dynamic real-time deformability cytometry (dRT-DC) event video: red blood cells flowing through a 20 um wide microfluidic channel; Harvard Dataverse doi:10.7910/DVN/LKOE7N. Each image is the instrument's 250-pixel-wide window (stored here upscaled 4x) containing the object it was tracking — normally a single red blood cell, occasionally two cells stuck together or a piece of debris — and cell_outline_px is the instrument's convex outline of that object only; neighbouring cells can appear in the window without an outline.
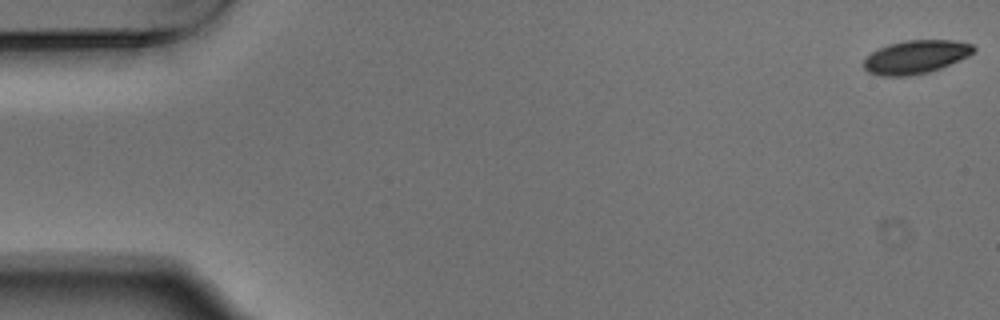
{"species": "Egyptian fruit bat (a non-hibernating species)", "species_latin": "Rousettus aegyptiacus", "temperature_condition": "warm", "stored_images_in_passage": 20, "camera_frame_rate_fps": 3000, "um_per_image_px": 0.085, "animal": {"sex": "male"}, "frame": {"image": 1, "passage_image": 1, "time_ms": 0.0, "image_size_px": [1000, 320], "cell_outline_px": [[976, 48], [968, 56], [940, 68], [928, 72], [908, 76], [880, 76], [868, 72], [864, 68], [864, 60], [872, 52], [888, 44], [908, 40], [952, 40], [972, 44]], "centroid_in_image_um": [77.83, 4.84], "position_along_channel_um": 7.2, "area_um2": 21.15}}
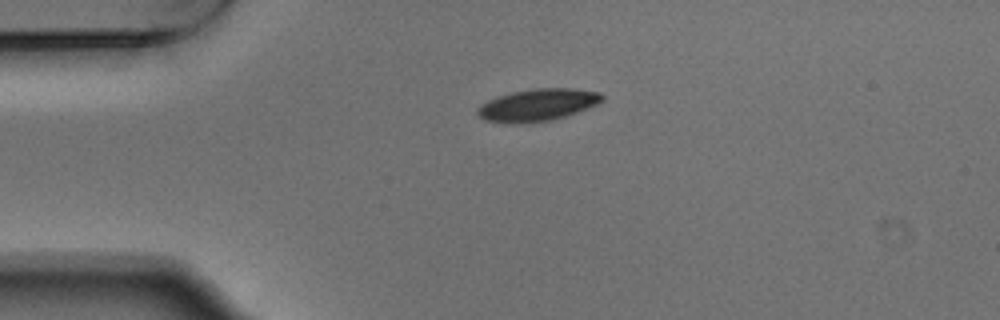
{"frame": {"image": 2, "passage_image": 13, "time_ms": 4.0, "image_size_px": [1000, 320], "cell_outline_px": [[604, 96], [596, 104], [576, 112], [552, 120], [516, 124], [508, 124], [484, 120], [476, 112], [476, 108], [480, 104], [496, 96], [512, 92], [536, 88], [572, 88], [600, 92]], "centroid_in_image_um": [45.62, 8.92], "position_along_channel_um": 39.4, "area_um2": 23.35}}
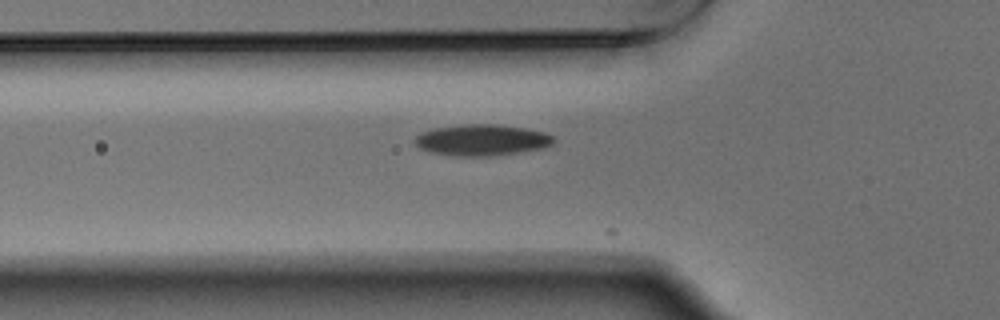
{"frame": {"image": 3, "passage_image": 19, "time_ms": 6.0, "image_size_px": [1000, 320], "cell_outline_px": [[552, 144], [544, 148], [492, 156], [456, 156], [428, 152], [420, 148], [416, 144], [416, 136], [420, 132], [436, 128], [468, 124], [492, 124], [524, 128], [544, 132], [552, 136]], "centroid_in_image_um": [40.93, 11.91], "position_along_channel_um": 84.9, "area_um2": 24.97}}